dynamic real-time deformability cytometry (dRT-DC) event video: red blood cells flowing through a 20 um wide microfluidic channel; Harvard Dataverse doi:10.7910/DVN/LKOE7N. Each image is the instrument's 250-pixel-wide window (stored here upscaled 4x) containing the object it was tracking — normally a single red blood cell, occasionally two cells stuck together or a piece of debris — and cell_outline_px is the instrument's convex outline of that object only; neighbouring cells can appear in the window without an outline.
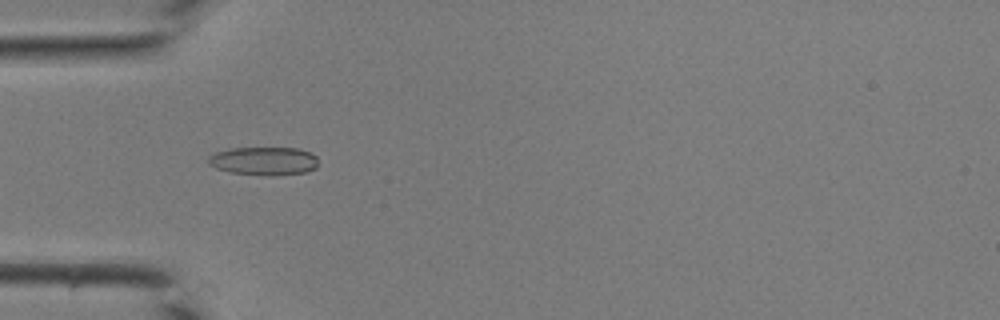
{"species": "common noctule bat (a hibernating species)", "species_latin": "Nyctalus noctula", "temperature_condition": "room temperature", "stored_images_in_passage": 35, "camera_frame_rate_fps": 3000, "um_per_image_px": 0.085, "animal": {"sex": "male", "body_mass_g": 19.0, "forearm_length_mm": 50.8}, "frame": {"image": 1, "passage_image": 7, "time_ms": 2.0, "image_size_px": [1000, 320], "cell_outline_px": [[316, 168], [304, 172], [268, 176], [232, 172], [216, 168], [208, 164], [208, 156], [216, 152], [228, 148], [300, 148], [316, 156]], "centroid_in_image_um": [22.4, 13.67], "position_along_channel_um": 62.6, "area_um2": 18.03}}
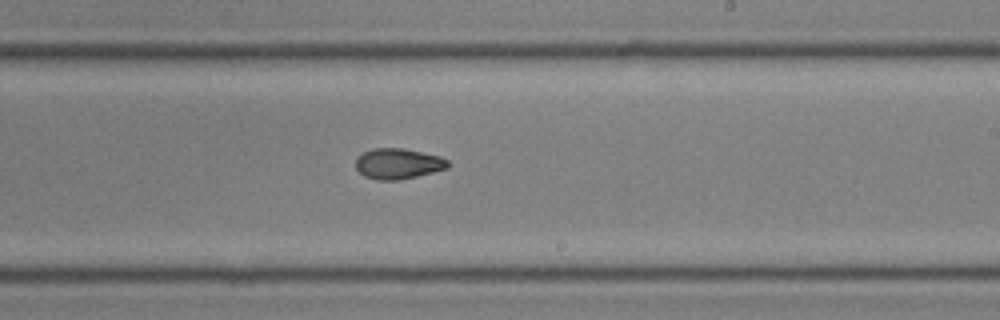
{"frame": {"image": 2, "passage_image": 19, "time_ms": 6.0, "image_size_px": [1000, 320], "cell_outline_px": [[448, 168], [416, 176], [396, 180], [376, 180], [364, 176], [356, 168], [356, 156], [372, 148], [404, 148], [440, 156], [448, 160]], "centroid_in_image_um": [33.81, 13.9], "position_along_channel_um": 255.2, "area_um2": 16.42}}
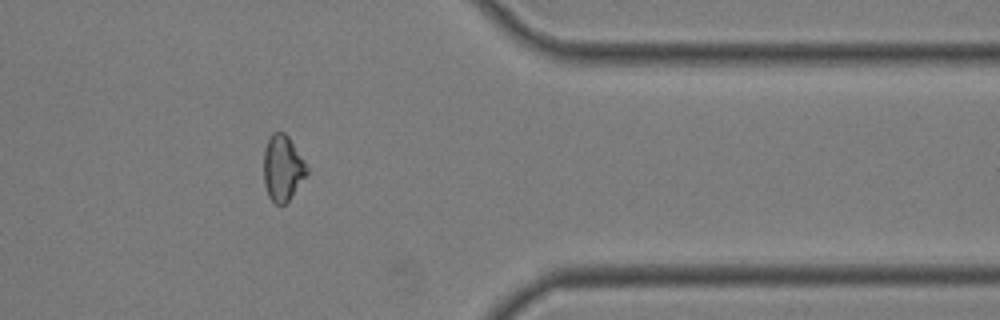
{"frame": {"image": 3, "passage_image": 28, "time_ms": 9.0, "image_size_px": [1000, 320], "cell_outline_px": [[308, 172], [288, 200], [284, 204], [276, 204], [268, 196], [264, 184], [264, 148], [272, 132], [284, 132], [288, 136], [304, 160], [308, 168]], "centroid_in_image_um": [24.01, 14.26], "position_along_channel_um": 387.4, "area_um2": 16.3}}